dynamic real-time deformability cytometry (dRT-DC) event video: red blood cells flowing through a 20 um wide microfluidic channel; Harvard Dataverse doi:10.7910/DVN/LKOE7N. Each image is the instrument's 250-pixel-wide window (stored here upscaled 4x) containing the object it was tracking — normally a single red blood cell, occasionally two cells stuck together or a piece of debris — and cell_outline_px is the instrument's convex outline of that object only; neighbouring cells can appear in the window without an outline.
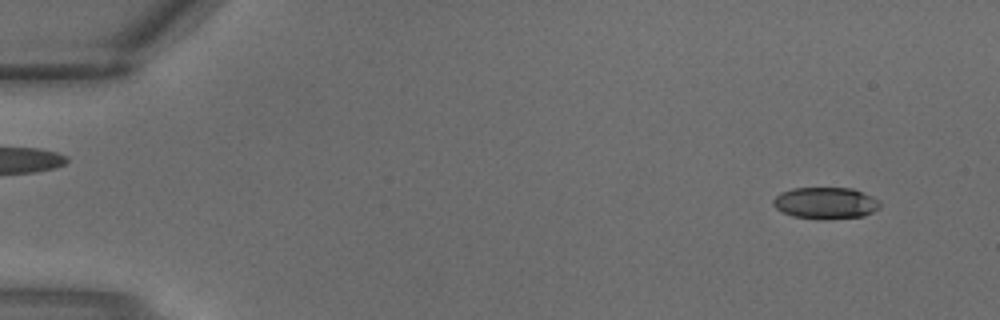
{"species": "common noctule bat (a hibernating species)", "species_latin": "Nyctalus noctula", "temperature_condition": "warm", "stored_images_in_passage": 2, "camera_frame_rate_fps": 3000, "um_per_image_px": 0.085, "animal": {"sex": "male", "body_mass_g": 18.8}, "frame": {"image": 1, "passage_image": 2, "time_ms": 0.333, "image_size_px": [1000, 320], "cell_outline_px": [[880, 208], [864, 216], [824, 220], [820, 220], [792, 216], [776, 208], [772, 204], [772, 200], [780, 192], [792, 188], [852, 188], [872, 196], [880, 204]], "centroid_in_image_um": [70.15, 17.27], "position_along_channel_um": 14.8, "area_um2": 19.83}}